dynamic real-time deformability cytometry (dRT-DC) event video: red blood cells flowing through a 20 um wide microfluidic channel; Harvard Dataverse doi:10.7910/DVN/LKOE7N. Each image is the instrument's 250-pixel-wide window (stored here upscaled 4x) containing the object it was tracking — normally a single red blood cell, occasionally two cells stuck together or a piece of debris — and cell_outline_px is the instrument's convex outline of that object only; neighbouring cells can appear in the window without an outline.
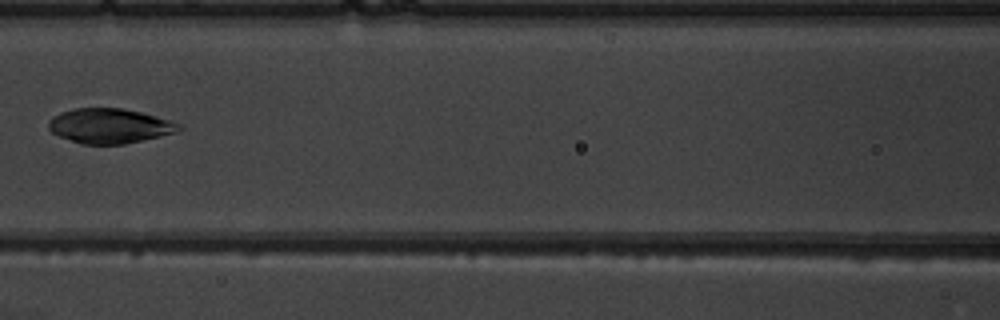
{"species": "common noctule bat (a hibernating species)", "species_latin": "Nyctalus noctula", "temperature_condition": "warm", "stored_images_in_passage": 8, "camera_frame_rate_fps": 3000, "um_per_image_px": 0.085, "animal": {"sex": "male", "body_mass_g": 19.5, "forearm_length_mm": 54.6}, "frame": {"image": 1, "passage_image": 8, "time_ms": 8.333, "image_size_px": [1000, 320], "cell_outline_px": [[184, 128], [176, 132], [160, 136], [124, 144], [80, 144], [60, 136], [52, 132], [48, 128], [48, 120], [52, 116], [60, 112], [72, 108], [124, 108], [156, 116], [180, 124]], "centroid_in_image_um": [9.28, 10.69], "position_along_channel_um": 157.3, "area_um2": 26.47}}